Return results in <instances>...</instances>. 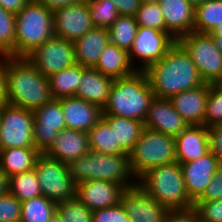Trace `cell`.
<instances>
[{
	"instance_id": "ba28073f",
	"label": "cell",
	"mask_w": 222,
	"mask_h": 222,
	"mask_svg": "<svg viewBox=\"0 0 222 222\" xmlns=\"http://www.w3.org/2000/svg\"><path fill=\"white\" fill-rule=\"evenodd\" d=\"M34 170L42 196L56 204L75 196L76 184L66 163L41 153L35 161Z\"/></svg>"
},
{
	"instance_id": "9f6ffc18",
	"label": "cell",
	"mask_w": 222,
	"mask_h": 222,
	"mask_svg": "<svg viewBox=\"0 0 222 222\" xmlns=\"http://www.w3.org/2000/svg\"><path fill=\"white\" fill-rule=\"evenodd\" d=\"M215 85L218 86V87L222 90V76H221V78L216 82Z\"/></svg>"
},
{
	"instance_id": "74e56055",
	"label": "cell",
	"mask_w": 222,
	"mask_h": 222,
	"mask_svg": "<svg viewBox=\"0 0 222 222\" xmlns=\"http://www.w3.org/2000/svg\"><path fill=\"white\" fill-rule=\"evenodd\" d=\"M135 19L138 26L168 32L165 28V21L159 3L140 4Z\"/></svg>"
},
{
	"instance_id": "e575fe53",
	"label": "cell",
	"mask_w": 222,
	"mask_h": 222,
	"mask_svg": "<svg viewBox=\"0 0 222 222\" xmlns=\"http://www.w3.org/2000/svg\"><path fill=\"white\" fill-rule=\"evenodd\" d=\"M15 14L0 6V57H15Z\"/></svg>"
},
{
	"instance_id": "277c9868",
	"label": "cell",
	"mask_w": 222,
	"mask_h": 222,
	"mask_svg": "<svg viewBox=\"0 0 222 222\" xmlns=\"http://www.w3.org/2000/svg\"><path fill=\"white\" fill-rule=\"evenodd\" d=\"M67 166L75 184L104 180L126 189L138 183L131 169L129 154L107 155L90 150L83 157L70 161Z\"/></svg>"
},
{
	"instance_id": "f907efd6",
	"label": "cell",
	"mask_w": 222,
	"mask_h": 222,
	"mask_svg": "<svg viewBox=\"0 0 222 222\" xmlns=\"http://www.w3.org/2000/svg\"><path fill=\"white\" fill-rule=\"evenodd\" d=\"M209 35L212 37L215 46L221 51L222 53V26L215 27Z\"/></svg>"
},
{
	"instance_id": "ee69618b",
	"label": "cell",
	"mask_w": 222,
	"mask_h": 222,
	"mask_svg": "<svg viewBox=\"0 0 222 222\" xmlns=\"http://www.w3.org/2000/svg\"><path fill=\"white\" fill-rule=\"evenodd\" d=\"M211 152L222 162V123L208 127Z\"/></svg>"
},
{
	"instance_id": "44dd1931",
	"label": "cell",
	"mask_w": 222,
	"mask_h": 222,
	"mask_svg": "<svg viewBox=\"0 0 222 222\" xmlns=\"http://www.w3.org/2000/svg\"><path fill=\"white\" fill-rule=\"evenodd\" d=\"M209 87V83H203L170 98L174 109L188 125H205Z\"/></svg>"
},
{
	"instance_id": "8992f818",
	"label": "cell",
	"mask_w": 222,
	"mask_h": 222,
	"mask_svg": "<svg viewBox=\"0 0 222 222\" xmlns=\"http://www.w3.org/2000/svg\"><path fill=\"white\" fill-rule=\"evenodd\" d=\"M15 57H26L54 36L53 11L30 0L15 14Z\"/></svg>"
},
{
	"instance_id": "f6af8a7d",
	"label": "cell",
	"mask_w": 222,
	"mask_h": 222,
	"mask_svg": "<svg viewBox=\"0 0 222 222\" xmlns=\"http://www.w3.org/2000/svg\"><path fill=\"white\" fill-rule=\"evenodd\" d=\"M165 222H200L194 208L186 210H169Z\"/></svg>"
},
{
	"instance_id": "b9f144b4",
	"label": "cell",
	"mask_w": 222,
	"mask_h": 222,
	"mask_svg": "<svg viewBox=\"0 0 222 222\" xmlns=\"http://www.w3.org/2000/svg\"><path fill=\"white\" fill-rule=\"evenodd\" d=\"M92 222H130L121 202L112 207L92 211Z\"/></svg>"
},
{
	"instance_id": "d6a6232c",
	"label": "cell",
	"mask_w": 222,
	"mask_h": 222,
	"mask_svg": "<svg viewBox=\"0 0 222 222\" xmlns=\"http://www.w3.org/2000/svg\"><path fill=\"white\" fill-rule=\"evenodd\" d=\"M9 193L20 202L42 196L35 170L11 175L9 177Z\"/></svg>"
},
{
	"instance_id": "bcb514c9",
	"label": "cell",
	"mask_w": 222,
	"mask_h": 222,
	"mask_svg": "<svg viewBox=\"0 0 222 222\" xmlns=\"http://www.w3.org/2000/svg\"><path fill=\"white\" fill-rule=\"evenodd\" d=\"M118 10L119 15L135 16L139 7L140 0H111Z\"/></svg>"
},
{
	"instance_id": "4fadbf2b",
	"label": "cell",
	"mask_w": 222,
	"mask_h": 222,
	"mask_svg": "<svg viewBox=\"0 0 222 222\" xmlns=\"http://www.w3.org/2000/svg\"><path fill=\"white\" fill-rule=\"evenodd\" d=\"M93 27L87 0L53 11L54 36L74 41Z\"/></svg>"
},
{
	"instance_id": "681fc988",
	"label": "cell",
	"mask_w": 222,
	"mask_h": 222,
	"mask_svg": "<svg viewBox=\"0 0 222 222\" xmlns=\"http://www.w3.org/2000/svg\"><path fill=\"white\" fill-rule=\"evenodd\" d=\"M7 103L6 89H5V76L3 67V56L0 57V108Z\"/></svg>"
},
{
	"instance_id": "7402d4cb",
	"label": "cell",
	"mask_w": 222,
	"mask_h": 222,
	"mask_svg": "<svg viewBox=\"0 0 222 222\" xmlns=\"http://www.w3.org/2000/svg\"><path fill=\"white\" fill-rule=\"evenodd\" d=\"M63 109L66 128L89 132L102 118L103 110L97 105L76 96L59 99Z\"/></svg>"
},
{
	"instance_id": "11a10c76",
	"label": "cell",
	"mask_w": 222,
	"mask_h": 222,
	"mask_svg": "<svg viewBox=\"0 0 222 222\" xmlns=\"http://www.w3.org/2000/svg\"><path fill=\"white\" fill-rule=\"evenodd\" d=\"M161 0H140L141 4L159 3Z\"/></svg>"
},
{
	"instance_id": "7dc6e473",
	"label": "cell",
	"mask_w": 222,
	"mask_h": 222,
	"mask_svg": "<svg viewBox=\"0 0 222 222\" xmlns=\"http://www.w3.org/2000/svg\"><path fill=\"white\" fill-rule=\"evenodd\" d=\"M30 0H0V6L5 10L17 14Z\"/></svg>"
},
{
	"instance_id": "1f68e13d",
	"label": "cell",
	"mask_w": 222,
	"mask_h": 222,
	"mask_svg": "<svg viewBox=\"0 0 222 222\" xmlns=\"http://www.w3.org/2000/svg\"><path fill=\"white\" fill-rule=\"evenodd\" d=\"M107 30L110 42L129 52L137 34L138 24L135 16L119 15Z\"/></svg>"
},
{
	"instance_id": "5b68a950",
	"label": "cell",
	"mask_w": 222,
	"mask_h": 222,
	"mask_svg": "<svg viewBox=\"0 0 222 222\" xmlns=\"http://www.w3.org/2000/svg\"><path fill=\"white\" fill-rule=\"evenodd\" d=\"M140 186L168 210L194 208L185 188L181 164L176 162L149 169L139 179Z\"/></svg>"
},
{
	"instance_id": "db71d44e",
	"label": "cell",
	"mask_w": 222,
	"mask_h": 222,
	"mask_svg": "<svg viewBox=\"0 0 222 222\" xmlns=\"http://www.w3.org/2000/svg\"><path fill=\"white\" fill-rule=\"evenodd\" d=\"M192 6L196 7L207 0H187Z\"/></svg>"
},
{
	"instance_id": "816d5d0a",
	"label": "cell",
	"mask_w": 222,
	"mask_h": 222,
	"mask_svg": "<svg viewBox=\"0 0 222 222\" xmlns=\"http://www.w3.org/2000/svg\"><path fill=\"white\" fill-rule=\"evenodd\" d=\"M9 192V176L0 168V195Z\"/></svg>"
},
{
	"instance_id": "3957f363",
	"label": "cell",
	"mask_w": 222,
	"mask_h": 222,
	"mask_svg": "<svg viewBox=\"0 0 222 222\" xmlns=\"http://www.w3.org/2000/svg\"><path fill=\"white\" fill-rule=\"evenodd\" d=\"M154 98L145 71L114 80L103 114L145 121Z\"/></svg>"
},
{
	"instance_id": "d6986e66",
	"label": "cell",
	"mask_w": 222,
	"mask_h": 222,
	"mask_svg": "<svg viewBox=\"0 0 222 222\" xmlns=\"http://www.w3.org/2000/svg\"><path fill=\"white\" fill-rule=\"evenodd\" d=\"M176 161L188 163L205 156L211 151L208 127L205 125H188L175 136Z\"/></svg>"
},
{
	"instance_id": "9c48e42d",
	"label": "cell",
	"mask_w": 222,
	"mask_h": 222,
	"mask_svg": "<svg viewBox=\"0 0 222 222\" xmlns=\"http://www.w3.org/2000/svg\"><path fill=\"white\" fill-rule=\"evenodd\" d=\"M177 42L190 55L204 83L216 84L222 76V53L209 34L190 32Z\"/></svg>"
},
{
	"instance_id": "8fae6325",
	"label": "cell",
	"mask_w": 222,
	"mask_h": 222,
	"mask_svg": "<svg viewBox=\"0 0 222 222\" xmlns=\"http://www.w3.org/2000/svg\"><path fill=\"white\" fill-rule=\"evenodd\" d=\"M176 42L177 40L169 32L138 26L129 51L130 61L137 70L145 71L150 65L161 60Z\"/></svg>"
},
{
	"instance_id": "ab89813d",
	"label": "cell",
	"mask_w": 222,
	"mask_h": 222,
	"mask_svg": "<svg viewBox=\"0 0 222 222\" xmlns=\"http://www.w3.org/2000/svg\"><path fill=\"white\" fill-rule=\"evenodd\" d=\"M21 202L9 192L0 195V222H20Z\"/></svg>"
},
{
	"instance_id": "f546056e",
	"label": "cell",
	"mask_w": 222,
	"mask_h": 222,
	"mask_svg": "<svg viewBox=\"0 0 222 222\" xmlns=\"http://www.w3.org/2000/svg\"><path fill=\"white\" fill-rule=\"evenodd\" d=\"M82 65L75 64L48 77L53 99L75 96L81 82Z\"/></svg>"
},
{
	"instance_id": "d4e9b609",
	"label": "cell",
	"mask_w": 222,
	"mask_h": 222,
	"mask_svg": "<svg viewBox=\"0 0 222 222\" xmlns=\"http://www.w3.org/2000/svg\"><path fill=\"white\" fill-rule=\"evenodd\" d=\"M109 42L107 28L93 27L82 37L72 41L76 64L93 68Z\"/></svg>"
},
{
	"instance_id": "60d3db41",
	"label": "cell",
	"mask_w": 222,
	"mask_h": 222,
	"mask_svg": "<svg viewBox=\"0 0 222 222\" xmlns=\"http://www.w3.org/2000/svg\"><path fill=\"white\" fill-rule=\"evenodd\" d=\"M194 209L200 222H222V199L214 201H195Z\"/></svg>"
},
{
	"instance_id": "7c38bea8",
	"label": "cell",
	"mask_w": 222,
	"mask_h": 222,
	"mask_svg": "<svg viewBox=\"0 0 222 222\" xmlns=\"http://www.w3.org/2000/svg\"><path fill=\"white\" fill-rule=\"evenodd\" d=\"M26 58L46 78L76 64L72 41L57 36L35 48Z\"/></svg>"
},
{
	"instance_id": "30bf717a",
	"label": "cell",
	"mask_w": 222,
	"mask_h": 222,
	"mask_svg": "<svg viewBox=\"0 0 222 222\" xmlns=\"http://www.w3.org/2000/svg\"><path fill=\"white\" fill-rule=\"evenodd\" d=\"M34 113L5 104L0 112V150L35 147L33 139Z\"/></svg>"
},
{
	"instance_id": "7a4b0ae2",
	"label": "cell",
	"mask_w": 222,
	"mask_h": 222,
	"mask_svg": "<svg viewBox=\"0 0 222 222\" xmlns=\"http://www.w3.org/2000/svg\"><path fill=\"white\" fill-rule=\"evenodd\" d=\"M7 104L34 112L52 99L48 78L26 57L3 56Z\"/></svg>"
},
{
	"instance_id": "ffe728a7",
	"label": "cell",
	"mask_w": 222,
	"mask_h": 222,
	"mask_svg": "<svg viewBox=\"0 0 222 222\" xmlns=\"http://www.w3.org/2000/svg\"><path fill=\"white\" fill-rule=\"evenodd\" d=\"M90 151L88 132L65 128L43 152L52 159L68 164Z\"/></svg>"
},
{
	"instance_id": "836d02e7",
	"label": "cell",
	"mask_w": 222,
	"mask_h": 222,
	"mask_svg": "<svg viewBox=\"0 0 222 222\" xmlns=\"http://www.w3.org/2000/svg\"><path fill=\"white\" fill-rule=\"evenodd\" d=\"M57 204L44 196L21 202L20 222H49Z\"/></svg>"
},
{
	"instance_id": "8d00e7d4",
	"label": "cell",
	"mask_w": 222,
	"mask_h": 222,
	"mask_svg": "<svg viewBox=\"0 0 222 222\" xmlns=\"http://www.w3.org/2000/svg\"><path fill=\"white\" fill-rule=\"evenodd\" d=\"M56 211L64 222H92V211L76 196L57 204Z\"/></svg>"
},
{
	"instance_id": "4316f807",
	"label": "cell",
	"mask_w": 222,
	"mask_h": 222,
	"mask_svg": "<svg viewBox=\"0 0 222 222\" xmlns=\"http://www.w3.org/2000/svg\"><path fill=\"white\" fill-rule=\"evenodd\" d=\"M41 152L36 147L9 148L0 150V168L11 175L34 169Z\"/></svg>"
},
{
	"instance_id": "83f0119b",
	"label": "cell",
	"mask_w": 222,
	"mask_h": 222,
	"mask_svg": "<svg viewBox=\"0 0 222 222\" xmlns=\"http://www.w3.org/2000/svg\"><path fill=\"white\" fill-rule=\"evenodd\" d=\"M90 150L107 155L128 154L116 144L115 129L102 117L88 132Z\"/></svg>"
},
{
	"instance_id": "f1b7e54d",
	"label": "cell",
	"mask_w": 222,
	"mask_h": 222,
	"mask_svg": "<svg viewBox=\"0 0 222 222\" xmlns=\"http://www.w3.org/2000/svg\"><path fill=\"white\" fill-rule=\"evenodd\" d=\"M102 117L115 129L116 144L129 154L144 129V122L108 114H102Z\"/></svg>"
},
{
	"instance_id": "cb8c5ba5",
	"label": "cell",
	"mask_w": 222,
	"mask_h": 222,
	"mask_svg": "<svg viewBox=\"0 0 222 222\" xmlns=\"http://www.w3.org/2000/svg\"><path fill=\"white\" fill-rule=\"evenodd\" d=\"M113 82L114 79L102 75L97 69L82 66L81 82L75 96L103 110L109 100Z\"/></svg>"
},
{
	"instance_id": "484cf974",
	"label": "cell",
	"mask_w": 222,
	"mask_h": 222,
	"mask_svg": "<svg viewBox=\"0 0 222 222\" xmlns=\"http://www.w3.org/2000/svg\"><path fill=\"white\" fill-rule=\"evenodd\" d=\"M102 75L114 80L127 77L137 71L129 58V52L109 42L93 67Z\"/></svg>"
},
{
	"instance_id": "9a60e30c",
	"label": "cell",
	"mask_w": 222,
	"mask_h": 222,
	"mask_svg": "<svg viewBox=\"0 0 222 222\" xmlns=\"http://www.w3.org/2000/svg\"><path fill=\"white\" fill-rule=\"evenodd\" d=\"M121 204L130 222H165L169 211L152 198L139 183L123 191Z\"/></svg>"
},
{
	"instance_id": "2e32d148",
	"label": "cell",
	"mask_w": 222,
	"mask_h": 222,
	"mask_svg": "<svg viewBox=\"0 0 222 222\" xmlns=\"http://www.w3.org/2000/svg\"><path fill=\"white\" fill-rule=\"evenodd\" d=\"M125 188L104 180H88L76 184L75 196L91 211L116 206Z\"/></svg>"
},
{
	"instance_id": "c3c4849f",
	"label": "cell",
	"mask_w": 222,
	"mask_h": 222,
	"mask_svg": "<svg viewBox=\"0 0 222 222\" xmlns=\"http://www.w3.org/2000/svg\"><path fill=\"white\" fill-rule=\"evenodd\" d=\"M35 1L45 5L47 8H50L52 11H54L58 8L78 3L82 0H35Z\"/></svg>"
},
{
	"instance_id": "ac0fdd59",
	"label": "cell",
	"mask_w": 222,
	"mask_h": 222,
	"mask_svg": "<svg viewBox=\"0 0 222 222\" xmlns=\"http://www.w3.org/2000/svg\"><path fill=\"white\" fill-rule=\"evenodd\" d=\"M218 164V158L211 151L197 160L181 164L185 188L193 202L203 194L211 182Z\"/></svg>"
},
{
	"instance_id": "5bb4252c",
	"label": "cell",
	"mask_w": 222,
	"mask_h": 222,
	"mask_svg": "<svg viewBox=\"0 0 222 222\" xmlns=\"http://www.w3.org/2000/svg\"><path fill=\"white\" fill-rule=\"evenodd\" d=\"M33 139L35 147L43 153L56 136L66 128L65 117L59 99H51L35 110Z\"/></svg>"
},
{
	"instance_id": "52a82bcc",
	"label": "cell",
	"mask_w": 222,
	"mask_h": 222,
	"mask_svg": "<svg viewBox=\"0 0 222 222\" xmlns=\"http://www.w3.org/2000/svg\"><path fill=\"white\" fill-rule=\"evenodd\" d=\"M129 159L137 179L151 168L176 162L175 137L144 128Z\"/></svg>"
},
{
	"instance_id": "f35d334b",
	"label": "cell",
	"mask_w": 222,
	"mask_h": 222,
	"mask_svg": "<svg viewBox=\"0 0 222 222\" xmlns=\"http://www.w3.org/2000/svg\"><path fill=\"white\" fill-rule=\"evenodd\" d=\"M222 123V90L210 84L205 113V126L210 127Z\"/></svg>"
},
{
	"instance_id": "d590c367",
	"label": "cell",
	"mask_w": 222,
	"mask_h": 222,
	"mask_svg": "<svg viewBox=\"0 0 222 222\" xmlns=\"http://www.w3.org/2000/svg\"><path fill=\"white\" fill-rule=\"evenodd\" d=\"M94 27L111 26L119 16L116 5L111 0H87Z\"/></svg>"
},
{
	"instance_id": "7bdbcfd3",
	"label": "cell",
	"mask_w": 222,
	"mask_h": 222,
	"mask_svg": "<svg viewBox=\"0 0 222 222\" xmlns=\"http://www.w3.org/2000/svg\"><path fill=\"white\" fill-rule=\"evenodd\" d=\"M222 199V162H219L216 173L196 201H214Z\"/></svg>"
},
{
	"instance_id": "4dcf8cb0",
	"label": "cell",
	"mask_w": 222,
	"mask_h": 222,
	"mask_svg": "<svg viewBox=\"0 0 222 222\" xmlns=\"http://www.w3.org/2000/svg\"><path fill=\"white\" fill-rule=\"evenodd\" d=\"M222 26V0H207L195 7L194 32L209 34Z\"/></svg>"
},
{
	"instance_id": "603a6c76",
	"label": "cell",
	"mask_w": 222,
	"mask_h": 222,
	"mask_svg": "<svg viewBox=\"0 0 222 222\" xmlns=\"http://www.w3.org/2000/svg\"><path fill=\"white\" fill-rule=\"evenodd\" d=\"M159 5L165 28L176 40L194 32L195 7L187 0H161Z\"/></svg>"
},
{
	"instance_id": "f5cc1de1",
	"label": "cell",
	"mask_w": 222,
	"mask_h": 222,
	"mask_svg": "<svg viewBox=\"0 0 222 222\" xmlns=\"http://www.w3.org/2000/svg\"><path fill=\"white\" fill-rule=\"evenodd\" d=\"M49 222H64V220L61 218L60 214L55 211L53 215L50 217Z\"/></svg>"
},
{
	"instance_id": "e0dca14e",
	"label": "cell",
	"mask_w": 222,
	"mask_h": 222,
	"mask_svg": "<svg viewBox=\"0 0 222 222\" xmlns=\"http://www.w3.org/2000/svg\"><path fill=\"white\" fill-rule=\"evenodd\" d=\"M187 126L170 99L154 97L150 102L144 128L175 137Z\"/></svg>"
},
{
	"instance_id": "6da1fadb",
	"label": "cell",
	"mask_w": 222,
	"mask_h": 222,
	"mask_svg": "<svg viewBox=\"0 0 222 222\" xmlns=\"http://www.w3.org/2000/svg\"><path fill=\"white\" fill-rule=\"evenodd\" d=\"M145 73L157 98L170 99L204 83L190 55L178 42L161 60L150 65Z\"/></svg>"
}]
</instances>
